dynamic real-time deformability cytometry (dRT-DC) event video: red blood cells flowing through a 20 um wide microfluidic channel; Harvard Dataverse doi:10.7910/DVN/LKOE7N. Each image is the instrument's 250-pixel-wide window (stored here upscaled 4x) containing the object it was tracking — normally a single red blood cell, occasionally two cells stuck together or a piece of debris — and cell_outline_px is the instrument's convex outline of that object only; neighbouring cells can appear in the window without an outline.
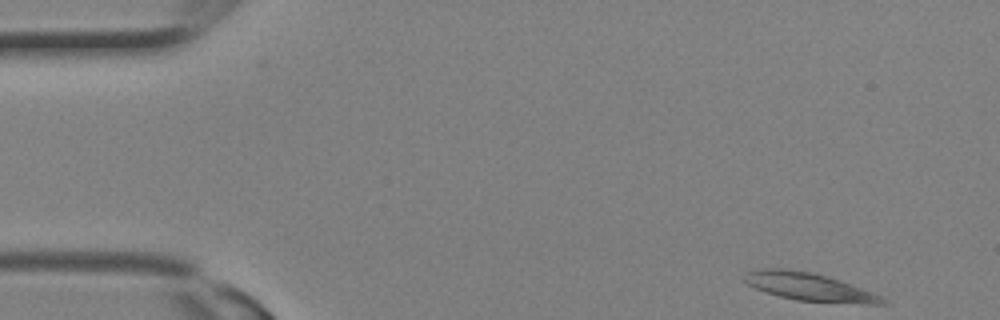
{"species": "Egyptian fruit bat (a non-hibernating species)", "species_latin": "Rousettus aegyptiacus", "temperature_condition": "room temperature", "stored_images_in_passage": 11, "camera_frame_rate_fps": 3000, "um_per_image_px": 0.085, "animal": {"sex": "female"}, "frame": {"image": 1, "passage_image": 1, "time_ms": 0.0, "image_size_px": [1000, 320], "cell_outline_px": [[892, 304], [864, 304], [796, 300], [764, 292], [740, 280], [744, 272], [756, 268], [788, 268], [812, 272], [828, 276], [840, 280], [872, 292], [888, 300]], "centroid_in_image_um": [68.73, 24.36], "position_along_channel_um": 16.3, "area_um2": 22.89}}
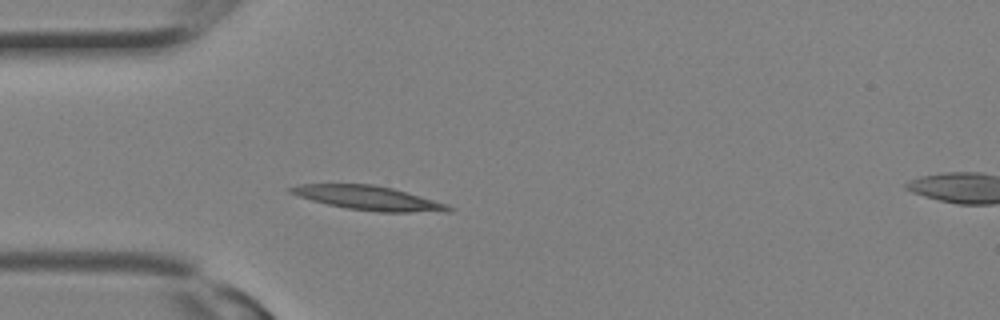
{"frame": {"image": 2, "passage_image": 7, "time_ms": 2.0, "image_size_px": [1000, 320], "cell_outline_px": [[456, 208], [452, 212], [380, 212], [348, 208], [328, 204], [312, 200], [288, 192], [284, 188], [300, 184], [372, 184], [392, 188], [448, 204]], "centroid_in_image_um": [31.35, 16.83], "position_along_channel_um": 53.6, "area_um2": 22.2}}
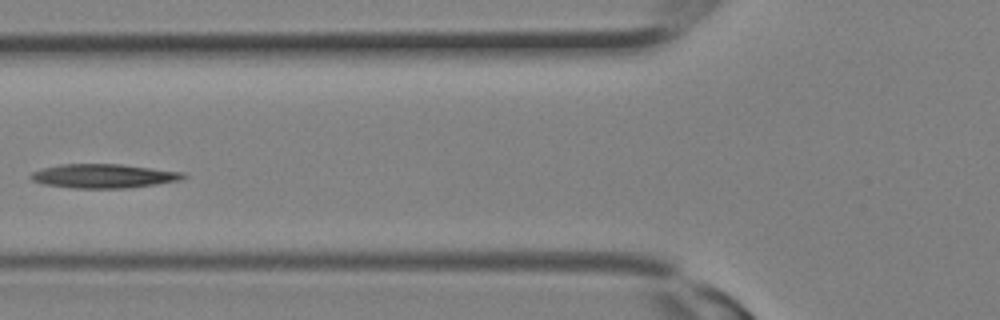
{"frame": {"image": 3, "passage_image": 10, "time_ms": 3.0, "image_size_px": [1000, 320], "cell_outline_px": [[188, 176], [180, 180], [156, 184], [128, 188], [76, 188], [44, 184], [32, 180], [28, 176], [32, 172], [44, 168], [60, 164], [120, 164], [184, 172]], "centroid_in_image_um": [8.82, 14.96], "position_along_channel_um": 117.0, "area_um2": 21.27}}